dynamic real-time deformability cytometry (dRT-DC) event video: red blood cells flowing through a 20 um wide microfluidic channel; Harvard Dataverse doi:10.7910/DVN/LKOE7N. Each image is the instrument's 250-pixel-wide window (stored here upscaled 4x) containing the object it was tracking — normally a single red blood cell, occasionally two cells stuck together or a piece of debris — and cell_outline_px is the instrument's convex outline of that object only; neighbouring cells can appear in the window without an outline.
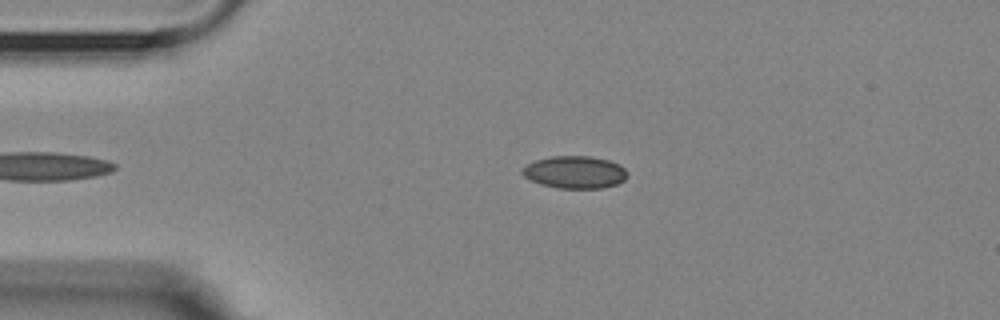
{"species": "Egyptian fruit bat (a non-hibernating species)", "species_latin": "Rousettus aegyptiacus", "temperature_condition": "room temperature", "stored_images_in_passage": 40, "camera_frame_rate_fps": 3000, "um_per_image_px": 0.085, "animal": {"sex": "female"}, "frame": {"image": 1, "passage_image": 2, "time_ms": 0.333, "image_size_px": [1000, 320], "cell_outline_px": [[628, 176], [624, 180], [616, 184], [604, 188], [560, 188], [540, 184], [524, 176], [520, 172], [528, 164], [536, 160], [552, 156], [592, 156], [608, 160], [620, 164], [628, 172]], "centroid_in_image_um": [48.9, 14.63], "position_along_channel_um": 36.1, "area_um2": 19.83}}
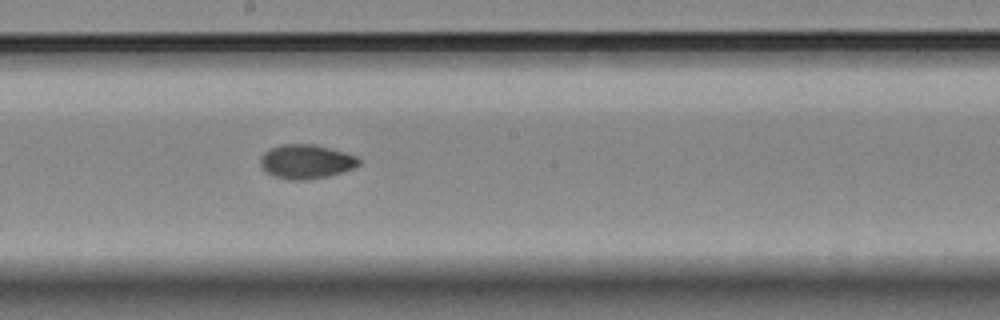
{"frame": {"image": 2, "passage_image": 20, "time_ms": 6.333, "image_size_px": [1000, 320], "cell_outline_px": [[360, 164], [356, 168], [328, 176], [308, 180], [288, 180], [272, 176], [264, 172], [260, 164], [260, 156], [264, 152], [280, 144], [316, 144], [344, 152], [356, 156], [360, 160]], "centroid_in_image_um": [26.0, 13.75], "position_along_channel_um": 222.2, "area_um2": 19.94}}
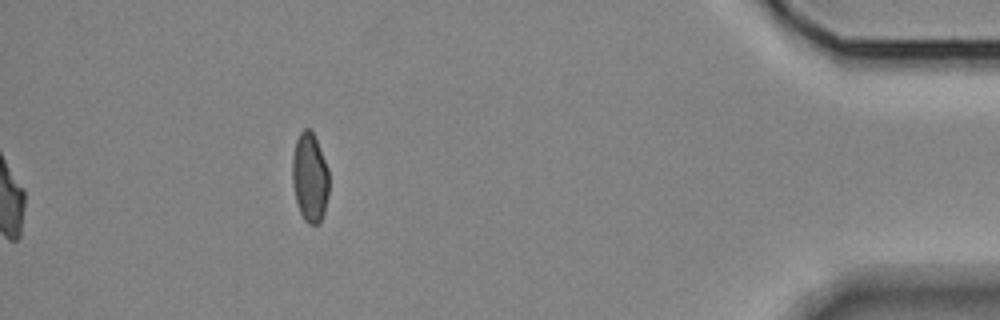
{"frame": {"image": 3, "passage_image": 40, "time_ms": 13.0, "image_size_px": [1000, 320], "cell_outline_px": [[328, 196], [324, 212], [320, 224], [308, 224], [304, 220], [300, 212], [296, 200], [292, 184], [292, 156], [296, 140], [300, 132], [304, 128], [308, 128], [312, 132], [316, 140], [328, 168]], "centroid_in_image_um": [26.32, 15.1], "position_along_channel_um": 408.9, "area_um2": 19.07}, "authors_computed_cell_mechanics": {"area_um2": 19.5075, "velocity_mm_per_s": 3.6127, "shape_relaxation_time_tau1_ms": 5.7667, "shape_relaxation_time_tau2_ms": 2.9012, "deformation_change_tau1": 0.1509, "deformation_change_tau2": 0.0583}}